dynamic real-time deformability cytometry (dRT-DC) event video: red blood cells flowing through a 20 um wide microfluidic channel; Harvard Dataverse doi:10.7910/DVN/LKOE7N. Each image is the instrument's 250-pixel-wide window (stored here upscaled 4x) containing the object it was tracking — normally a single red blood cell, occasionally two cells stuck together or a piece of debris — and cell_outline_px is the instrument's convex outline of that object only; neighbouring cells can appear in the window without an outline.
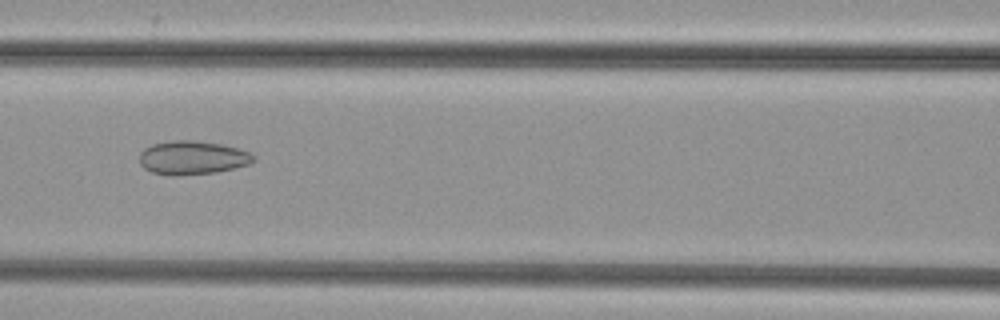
{"species": "common noctule bat (a hibernating species)", "species_latin": "Nyctalus noctula", "temperature_condition": "cold", "stored_images_in_passage": 39, "camera_frame_rate_fps": 3000, "um_per_image_px": 0.085, "animal": {"sex": "female", "body_mass_g": 29.2, "forearm_length_mm": 56.3}, "frame": {"image": 1, "passage_image": 10, "time_ms": 3.0, "image_size_px": [1000, 320], "cell_outline_px": [[256, 160], [248, 164], [216, 172], [176, 176], [168, 176], [152, 172], [144, 168], [140, 164], [140, 152], [144, 148], [152, 144], [176, 140], [196, 140], [220, 144], [236, 148], [248, 152], [256, 156]], "centroid_in_image_um": [16.32, 13.41], "position_along_channel_um": 150.3, "area_um2": 22.37}}
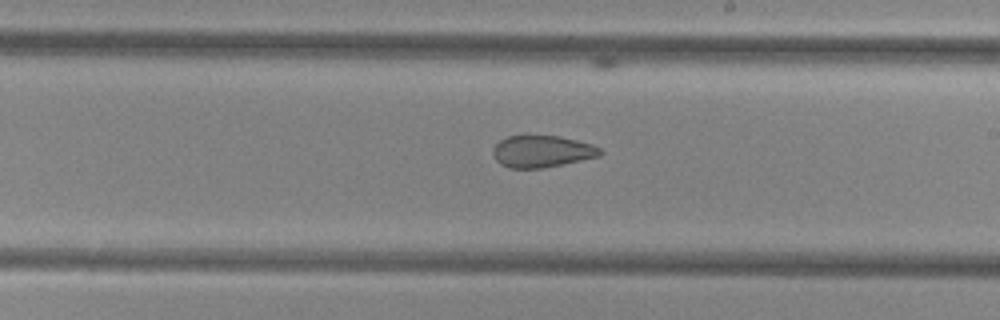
{"frame": {"image": 2, "passage_image": 17, "time_ms": 5.333, "image_size_px": [1000, 320], "cell_outline_px": [[604, 152], [600, 156], [564, 164], [544, 168], [508, 168], [500, 164], [496, 160], [492, 152], [492, 148], [500, 140], [508, 136], [560, 136], [592, 144], [600, 148]], "centroid_in_image_um": [46.07, 12.88], "position_along_channel_um": 242.9, "area_um2": 20.0}}
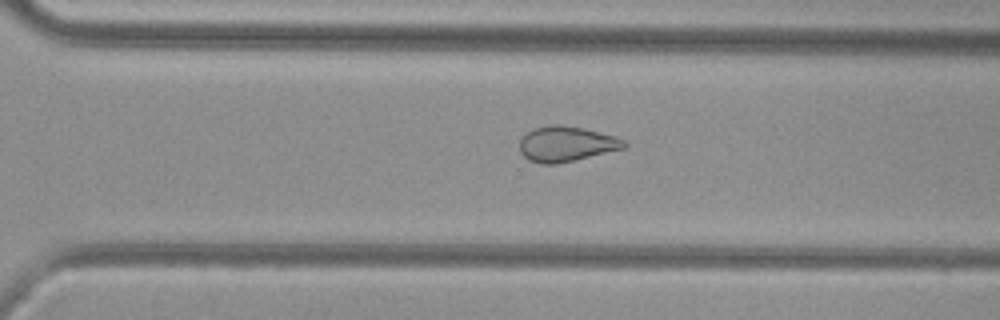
{"frame": {"image": 3, "passage_image": 23, "time_ms": 7.333, "image_size_px": [1000, 320], "cell_outline_px": [[628, 144], [624, 148], [556, 164], [540, 164], [528, 160], [520, 152], [520, 140], [532, 128], [548, 124], [560, 124], [584, 128], [616, 136], [624, 140]], "centroid_in_image_um": [48.11, 12.22], "position_along_channel_um": 322.5, "area_um2": 21.5}}